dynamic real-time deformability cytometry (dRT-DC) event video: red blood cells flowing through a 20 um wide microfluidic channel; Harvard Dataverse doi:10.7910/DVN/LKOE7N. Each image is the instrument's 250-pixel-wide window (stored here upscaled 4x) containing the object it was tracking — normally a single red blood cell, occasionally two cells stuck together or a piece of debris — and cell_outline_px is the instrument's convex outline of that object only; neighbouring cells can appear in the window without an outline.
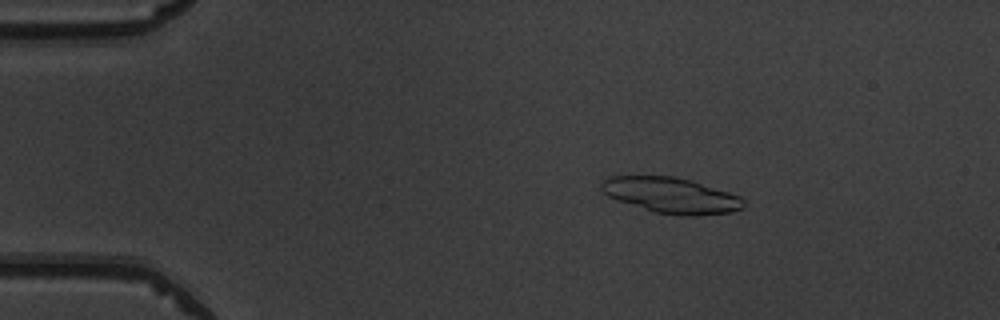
{"species": "common noctule bat (a hibernating species)", "species_latin": "Nyctalus noctula", "temperature_condition": "warm", "stored_images_in_passage": 51, "segment_of_instrument_passage": [1, 2], "camera_frame_rate_fps": 3000, "um_per_image_px": 0.085, "animal": {"sex": "male", "body_mass_g": 19.5, "forearm_length_mm": 54.6}, "frame": {"image": 1, "passage_image": 9, "time_ms": 2.667, "image_size_px": [1000, 320], "cell_outline_px": [[744, 208], [732, 212], [696, 216], [680, 216], [656, 212], [616, 200], [608, 196], [600, 188], [600, 184], [608, 176], [676, 176], [728, 192], [740, 196], [744, 200]], "centroid_in_image_um": [57.05, 16.61], "position_along_channel_um": 28.0, "area_um2": 29.48}}
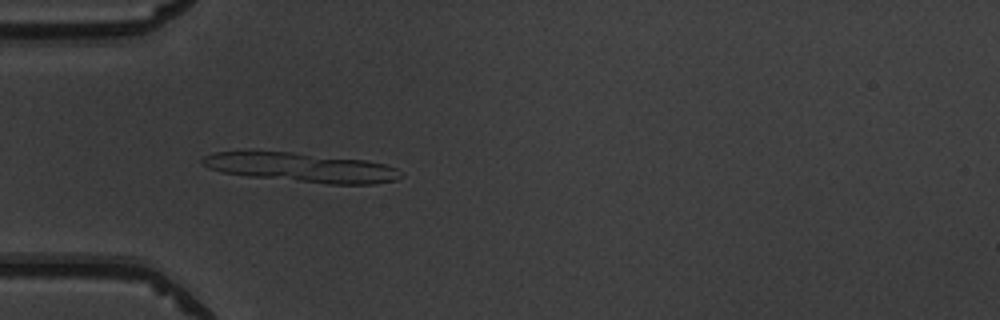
{"frame": {"image": 2, "passage_image": 16, "time_ms": 5.0, "image_size_px": [1000, 320], "cell_outline_px": [[404, 176], [396, 180], [372, 184], [328, 184], [248, 176], [220, 172], [208, 168], [200, 160], [204, 156], [216, 152], [292, 152], [364, 160], [384, 164], [396, 168], [404, 172]], "centroid_in_image_um": [25.67, 14.25], "position_along_channel_um": 59.3, "area_um2": 33.64}}